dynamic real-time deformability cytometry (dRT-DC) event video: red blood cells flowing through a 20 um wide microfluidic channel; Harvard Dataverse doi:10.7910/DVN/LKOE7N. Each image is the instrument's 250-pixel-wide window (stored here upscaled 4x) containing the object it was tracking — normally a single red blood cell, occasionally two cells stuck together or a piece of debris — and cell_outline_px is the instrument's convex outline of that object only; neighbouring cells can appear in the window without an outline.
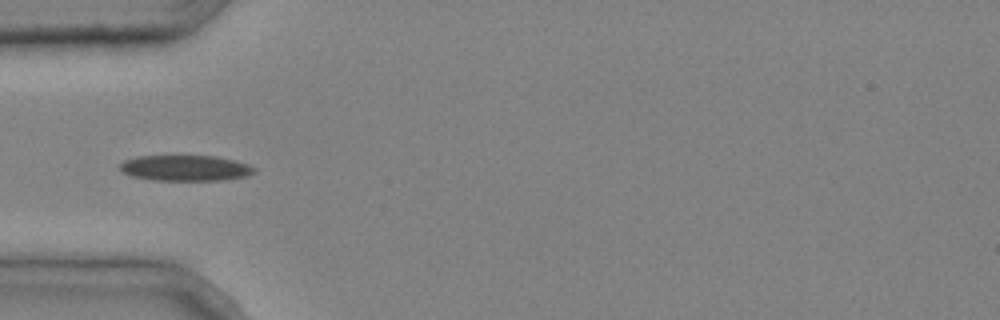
{"species": "common noctule bat (a hibernating species)", "species_latin": "Nyctalus noctula", "temperature_condition": "cold", "stored_images_in_passage": 6, "camera_frame_rate_fps": 3000, "um_per_image_px": 0.085, "animal": {"sex": "male", "body_mass_g": 20.4}, "frame": {"image": 1, "passage_image": 5, "time_ms": 1.333, "image_size_px": [1000, 320], "cell_outline_px": [[256, 172], [248, 176], [224, 180], [156, 180], [132, 176], [124, 172], [120, 168], [120, 164], [124, 160], [136, 156], [216, 156], [236, 160], [248, 164], [256, 168]], "centroid_in_image_um": [15.81, 14.28], "position_along_channel_um": 69.2, "area_um2": 20.17}}